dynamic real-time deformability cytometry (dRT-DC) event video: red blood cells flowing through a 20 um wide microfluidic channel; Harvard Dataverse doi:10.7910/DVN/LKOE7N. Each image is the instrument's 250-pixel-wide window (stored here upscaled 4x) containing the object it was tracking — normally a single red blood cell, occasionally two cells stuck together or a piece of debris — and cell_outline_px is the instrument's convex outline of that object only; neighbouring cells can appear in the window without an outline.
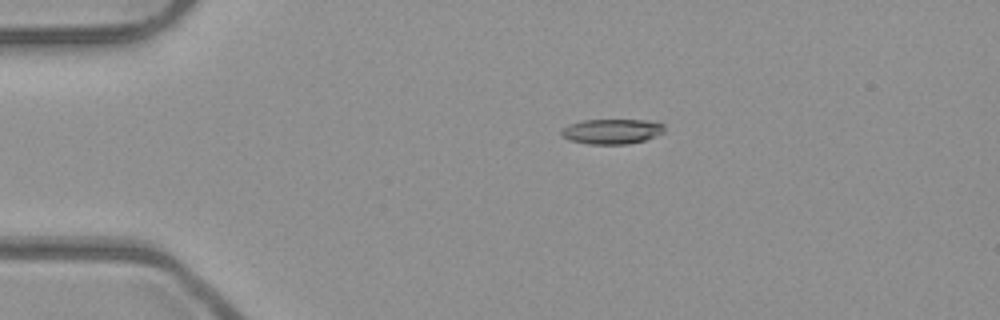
{"species": "common noctule bat (a hibernating species)", "species_latin": "Nyctalus noctula", "temperature_condition": "room temperature", "stored_images_in_passage": 3, "camera_frame_rate_fps": 3000, "um_per_image_px": 0.085, "animal": {"sex": "male", "body_mass_g": 23.1, "forearm_length_mm": 52.7}, "frame": {"image": 1, "passage_image": 1, "time_ms": 0.0, "image_size_px": [1000, 320], "cell_outline_px": [[664, 132], [656, 136], [644, 140], [628, 144], [588, 144], [568, 140], [560, 132], [568, 124], [584, 120], [648, 120], [664, 124]], "centroid_in_image_um": [52.02, 11.17], "position_along_channel_um": 33.0, "area_um2": 15.03}}
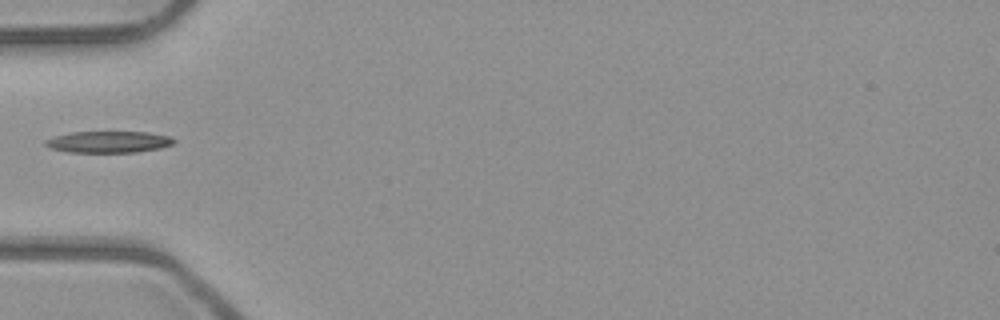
{"frame": {"image": 2, "passage_image": 3, "time_ms": 0.667, "image_size_px": [1000, 320], "cell_outline_px": [[176, 140], [172, 144], [160, 148], [136, 152], [68, 152], [48, 148], [44, 144], [44, 140], [56, 136], [72, 132], [148, 132], [168, 136]], "centroid_in_image_um": [9.2, 12.06], "position_along_channel_um": 75.8, "area_um2": 16.07}}